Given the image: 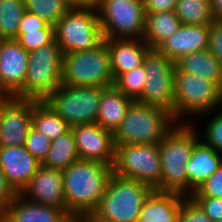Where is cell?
Instances as JSON below:
<instances>
[{"instance_id": "e575fe53", "label": "cell", "mask_w": 222, "mask_h": 222, "mask_svg": "<svg viewBox=\"0 0 222 222\" xmlns=\"http://www.w3.org/2000/svg\"><path fill=\"white\" fill-rule=\"evenodd\" d=\"M213 221L222 219V198L188 196Z\"/></svg>"}, {"instance_id": "74e56055", "label": "cell", "mask_w": 222, "mask_h": 222, "mask_svg": "<svg viewBox=\"0 0 222 222\" xmlns=\"http://www.w3.org/2000/svg\"><path fill=\"white\" fill-rule=\"evenodd\" d=\"M208 51L222 64V21L214 20L209 25Z\"/></svg>"}, {"instance_id": "b9f144b4", "label": "cell", "mask_w": 222, "mask_h": 222, "mask_svg": "<svg viewBox=\"0 0 222 222\" xmlns=\"http://www.w3.org/2000/svg\"><path fill=\"white\" fill-rule=\"evenodd\" d=\"M70 9H97L99 0H64Z\"/></svg>"}, {"instance_id": "f6af8a7d", "label": "cell", "mask_w": 222, "mask_h": 222, "mask_svg": "<svg viewBox=\"0 0 222 222\" xmlns=\"http://www.w3.org/2000/svg\"><path fill=\"white\" fill-rule=\"evenodd\" d=\"M4 96L0 93V100L3 98Z\"/></svg>"}, {"instance_id": "3957f363", "label": "cell", "mask_w": 222, "mask_h": 222, "mask_svg": "<svg viewBox=\"0 0 222 222\" xmlns=\"http://www.w3.org/2000/svg\"><path fill=\"white\" fill-rule=\"evenodd\" d=\"M153 189L139 181L112 174L97 209L85 222H138Z\"/></svg>"}, {"instance_id": "5bb4252c", "label": "cell", "mask_w": 222, "mask_h": 222, "mask_svg": "<svg viewBox=\"0 0 222 222\" xmlns=\"http://www.w3.org/2000/svg\"><path fill=\"white\" fill-rule=\"evenodd\" d=\"M71 129L80 159L99 161L113 166L115 160L113 132L97 123L79 124Z\"/></svg>"}, {"instance_id": "ffe728a7", "label": "cell", "mask_w": 222, "mask_h": 222, "mask_svg": "<svg viewBox=\"0 0 222 222\" xmlns=\"http://www.w3.org/2000/svg\"><path fill=\"white\" fill-rule=\"evenodd\" d=\"M222 165V153L200 138L196 141L190 160L185 167L188 176V196L198 188Z\"/></svg>"}, {"instance_id": "7bdbcfd3", "label": "cell", "mask_w": 222, "mask_h": 222, "mask_svg": "<svg viewBox=\"0 0 222 222\" xmlns=\"http://www.w3.org/2000/svg\"><path fill=\"white\" fill-rule=\"evenodd\" d=\"M214 20L222 21V0H211Z\"/></svg>"}, {"instance_id": "8fae6325", "label": "cell", "mask_w": 222, "mask_h": 222, "mask_svg": "<svg viewBox=\"0 0 222 222\" xmlns=\"http://www.w3.org/2000/svg\"><path fill=\"white\" fill-rule=\"evenodd\" d=\"M143 66L146 82L143 93L136 101L162 108L174 118L175 62L158 48H150L145 54Z\"/></svg>"}, {"instance_id": "d590c367", "label": "cell", "mask_w": 222, "mask_h": 222, "mask_svg": "<svg viewBox=\"0 0 222 222\" xmlns=\"http://www.w3.org/2000/svg\"><path fill=\"white\" fill-rule=\"evenodd\" d=\"M190 196L222 198V165Z\"/></svg>"}, {"instance_id": "30bf717a", "label": "cell", "mask_w": 222, "mask_h": 222, "mask_svg": "<svg viewBox=\"0 0 222 222\" xmlns=\"http://www.w3.org/2000/svg\"><path fill=\"white\" fill-rule=\"evenodd\" d=\"M54 34L64 54L93 49L104 40L97 9H70L54 25Z\"/></svg>"}, {"instance_id": "836d02e7", "label": "cell", "mask_w": 222, "mask_h": 222, "mask_svg": "<svg viewBox=\"0 0 222 222\" xmlns=\"http://www.w3.org/2000/svg\"><path fill=\"white\" fill-rule=\"evenodd\" d=\"M215 109V115L211 117L204 129V135L202 138L204 142L213 147L216 152L222 153V110L218 108V112ZM221 110V111H219Z\"/></svg>"}, {"instance_id": "60d3db41", "label": "cell", "mask_w": 222, "mask_h": 222, "mask_svg": "<svg viewBox=\"0 0 222 222\" xmlns=\"http://www.w3.org/2000/svg\"><path fill=\"white\" fill-rule=\"evenodd\" d=\"M15 192L7 184L3 172L0 170V218L6 212L9 203L15 196Z\"/></svg>"}, {"instance_id": "277c9868", "label": "cell", "mask_w": 222, "mask_h": 222, "mask_svg": "<svg viewBox=\"0 0 222 222\" xmlns=\"http://www.w3.org/2000/svg\"><path fill=\"white\" fill-rule=\"evenodd\" d=\"M177 122L168 111L133 101L113 133L115 144H158Z\"/></svg>"}, {"instance_id": "7c38bea8", "label": "cell", "mask_w": 222, "mask_h": 222, "mask_svg": "<svg viewBox=\"0 0 222 222\" xmlns=\"http://www.w3.org/2000/svg\"><path fill=\"white\" fill-rule=\"evenodd\" d=\"M103 88L62 84L54 90L46 101L70 127L96 123Z\"/></svg>"}, {"instance_id": "8d00e7d4", "label": "cell", "mask_w": 222, "mask_h": 222, "mask_svg": "<svg viewBox=\"0 0 222 222\" xmlns=\"http://www.w3.org/2000/svg\"><path fill=\"white\" fill-rule=\"evenodd\" d=\"M179 222H213L189 197L179 211Z\"/></svg>"}, {"instance_id": "ba28073f", "label": "cell", "mask_w": 222, "mask_h": 222, "mask_svg": "<svg viewBox=\"0 0 222 222\" xmlns=\"http://www.w3.org/2000/svg\"><path fill=\"white\" fill-rule=\"evenodd\" d=\"M97 12L104 39H143V0H99Z\"/></svg>"}, {"instance_id": "f35d334b", "label": "cell", "mask_w": 222, "mask_h": 222, "mask_svg": "<svg viewBox=\"0 0 222 222\" xmlns=\"http://www.w3.org/2000/svg\"><path fill=\"white\" fill-rule=\"evenodd\" d=\"M39 29H54V26L36 14L25 11L20 21L18 31H37Z\"/></svg>"}, {"instance_id": "9a60e30c", "label": "cell", "mask_w": 222, "mask_h": 222, "mask_svg": "<svg viewBox=\"0 0 222 222\" xmlns=\"http://www.w3.org/2000/svg\"><path fill=\"white\" fill-rule=\"evenodd\" d=\"M29 52L16 39L0 40V93L14 96L26 79Z\"/></svg>"}, {"instance_id": "d6a6232c", "label": "cell", "mask_w": 222, "mask_h": 222, "mask_svg": "<svg viewBox=\"0 0 222 222\" xmlns=\"http://www.w3.org/2000/svg\"><path fill=\"white\" fill-rule=\"evenodd\" d=\"M51 143L52 140L31 127L24 146L27 151H29L31 155L42 164L48 155Z\"/></svg>"}, {"instance_id": "4316f807", "label": "cell", "mask_w": 222, "mask_h": 222, "mask_svg": "<svg viewBox=\"0 0 222 222\" xmlns=\"http://www.w3.org/2000/svg\"><path fill=\"white\" fill-rule=\"evenodd\" d=\"M79 159L74 133L70 129L64 135L52 140L48 155L42 165L64 170Z\"/></svg>"}, {"instance_id": "6da1fadb", "label": "cell", "mask_w": 222, "mask_h": 222, "mask_svg": "<svg viewBox=\"0 0 222 222\" xmlns=\"http://www.w3.org/2000/svg\"><path fill=\"white\" fill-rule=\"evenodd\" d=\"M62 172L67 210L74 218L85 222L97 209L113 174V166L79 159Z\"/></svg>"}, {"instance_id": "ab89813d", "label": "cell", "mask_w": 222, "mask_h": 222, "mask_svg": "<svg viewBox=\"0 0 222 222\" xmlns=\"http://www.w3.org/2000/svg\"><path fill=\"white\" fill-rule=\"evenodd\" d=\"M146 13L174 11L178 0H143Z\"/></svg>"}, {"instance_id": "e0dca14e", "label": "cell", "mask_w": 222, "mask_h": 222, "mask_svg": "<svg viewBox=\"0 0 222 222\" xmlns=\"http://www.w3.org/2000/svg\"><path fill=\"white\" fill-rule=\"evenodd\" d=\"M40 165L24 145L0 146V170L15 193H22Z\"/></svg>"}, {"instance_id": "7402d4cb", "label": "cell", "mask_w": 222, "mask_h": 222, "mask_svg": "<svg viewBox=\"0 0 222 222\" xmlns=\"http://www.w3.org/2000/svg\"><path fill=\"white\" fill-rule=\"evenodd\" d=\"M187 196L178 192H153L144 201L138 222H179V211Z\"/></svg>"}, {"instance_id": "4fadbf2b", "label": "cell", "mask_w": 222, "mask_h": 222, "mask_svg": "<svg viewBox=\"0 0 222 222\" xmlns=\"http://www.w3.org/2000/svg\"><path fill=\"white\" fill-rule=\"evenodd\" d=\"M33 100L3 97L0 100V146L25 144L32 127Z\"/></svg>"}, {"instance_id": "ee69618b", "label": "cell", "mask_w": 222, "mask_h": 222, "mask_svg": "<svg viewBox=\"0 0 222 222\" xmlns=\"http://www.w3.org/2000/svg\"><path fill=\"white\" fill-rule=\"evenodd\" d=\"M68 222H83V221L76 218H71Z\"/></svg>"}, {"instance_id": "5b68a950", "label": "cell", "mask_w": 222, "mask_h": 222, "mask_svg": "<svg viewBox=\"0 0 222 222\" xmlns=\"http://www.w3.org/2000/svg\"><path fill=\"white\" fill-rule=\"evenodd\" d=\"M63 51L54 40L29 52L24 86L13 96L20 99L46 100L62 85Z\"/></svg>"}, {"instance_id": "f1b7e54d", "label": "cell", "mask_w": 222, "mask_h": 222, "mask_svg": "<svg viewBox=\"0 0 222 222\" xmlns=\"http://www.w3.org/2000/svg\"><path fill=\"white\" fill-rule=\"evenodd\" d=\"M25 11L24 0H0V39H16Z\"/></svg>"}, {"instance_id": "44dd1931", "label": "cell", "mask_w": 222, "mask_h": 222, "mask_svg": "<svg viewBox=\"0 0 222 222\" xmlns=\"http://www.w3.org/2000/svg\"><path fill=\"white\" fill-rule=\"evenodd\" d=\"M107 43L114 80L122 73L143 65L150 49L143 39H105Z\"/></svg>"}, {"instance_id": "d4e9b609", "label": "cell", "mask_w": 222, "mask_h": 222, "mask_svg": "<svg viewBox=\"0 0 222 222\" xmlns=\"http://www.w3.org/2000/svg\"><path fill=\"white\" fill-rule=\"evenodd\" d=\"M181 22L174 11L146 13L143 40L150 48H158L166 39L174 34Z\"/></svg>"}, {"instance_id": "52a82bcc", "label": "cell", "mask_w": 222, "mask_h": 222, "mask_svg": "<svg viewBox=\"0 0 222 222\" xmlns=\"http://www.w3.org/2000/svg\"><path fill=\"white\" fill-rule=\"evenodd\" d=\"M62 84L104 88L114 85L105 39L93 49L63 55Z\"/></svg>"}, {"instance_id": "8992f818", "label": "cell", "mask_w": 222, "mask_h": 222, "mask_svg": "<svg viewBox=\"0 0 222 222\" xmlns=\"http://www.w3.org/2000/svg\"><path fill=\"white\" fill-rule=\"evenodd\" d=\"M220 106L222 108V89L215 82L185 71L174 72V120L176 122L180 123L186 114L189 117L195 115L197 118L199 114L211 115Z\"/></svg>"}, {"instance_id": "603a6c76", "label": "cell", "mask_w": 222, "mask_h": 222, "mask_svg": "<svg viewBox=\"0 0 222 222\" xmlns=\"http://www.w3.org/2000/svg\"><path fill=\"white\" fill-rule=\"evenodd\" d=\"M133 101L114 85L103 88L96 123L114 133Z\"/></svg>"}, {"instance_id": "4dcf8cb0", "label": "cell", "mask_w": 222, "mask_h": 222, "mask_svg": "<svg viewBox=\"0 0 222 222\" xmlns=\"http://www.w3.org/2000/svg\"><path fill=\"white\" fill-rule=\"evenodd\" d=\"M145 82V68L141 65L131 71L120 74L114 80V86L125 96L136 101L143 93Z\"/></svg>"}, {"instance_id": "7a4b0ae2", "label": "cell", "mask_w": 222, "mask_h": 222, "mask_svg": "<svg viewBox=\"0 0 222 222\" xmlns=\"http://www.w3.org/2000/svg\"><path fill=\"white\" fill-rule=\"evenodd\" d=\"M197 127L184 120L174 127L158 143L162 176L160 191L178 192L188 197V176L185 167L190 160L196 141Z\"/></svg>"}, {"instance_id": "484cf974", "label": "cell", "mask_w": 222, "mask_h": 222, "mask_svg": "<svg viewBox=\"0 0 222 222\" xmlns=\"http://www.w3.org/2000/svg\"><path fill=\"white\" fill-rule=\"evenodd\" d=\"M32 127L50 140L64 135L71 129L46 100H33Z\"/></svg>"}, {"instance_id": "ac0fdd59", "label": "cell", "mask_w": 222, "mask_h": 222, "mask_svg": "<svg viewBox=\"0 0 222 222\" xmlns=\"http://www.w3.org/2000/svg\"><path fill=\"white\" fill-rule=\"evenodd\" d=\"M209 47V25L181 24L178 30L166 39L158 49L176 62L181 56Z\"/></svg>"}, {"instance_id": "9c48e42d", "label": "cell", "mask_w": 222, "mask_h": 222, "mask_svg": "<svg viewBox=\"0 0 222 222\" xmlns=\"http://www.w3.org/2000/svg\"><path fill=\"white\" fill-rule=\"evenodd\" d=\"M113 173L160 191L162 166L158 144H115Z\"/></svg>"}, {"instance_id": "83f0119b", "label": "cell", "mask_w": 222, "mask_h": 222, "mask_svg": "<svg viewBox=\"0 0 222 222\" xmlns=\"http://www.w3.org/2000/svg\"><path fill=\"white\" fill-rule=\"evenodd\" d=\"M175 12L181 24L210 25L214 21L211 0H178Z\"/></svg>"}, {"instance_id": "1f68e13d", "label": "cell", "mask_w": 222, "mask_h": 222, "mask_svg": "<svg viewBox=\"0 0 222 222\" xmlns=\"http://www.w3.org/2000/svg\"><path fill=\"white\" fill-rule=\"evenodd\" d=\"M16 40L27 52H31L52 43L55 40L54 29L18 31Z\"/></svg>"}, {"instance_id": "2e32d148", "label": "cell", "mask_w": 222, "mask_h": 222, "mask_svg": "<svg viewBox=\"0 0 222 222\" xmlns=\"http://www.w3.org/2000/svg\"><path fill=\"white\" fill-rule=\"evenodd\" d=\"M21 194L30 201L61 209L70 219L74 218L65 203L62 170L41 164Z\"/></svg>"}, {"instance_id": "cb8c5ba5", "label": "cell", "mask_w": 222, "mask_h": 222, "mask_svg": "<svg viewBox=\"0 0 222 222\" xmlns=\"http://www.w3.org/2000/svg\"><path fill=\"white\" fill-rule=\"evenodd\" d=\"M175 71H185L215 82L222 89V64L207 50L181 56Z\"/></svg>"}, {"instance_id": "d6986e66", "label": "cell", "mask_w": 222, "mask_h": 222, "mask_svg": "<svg viewBox=\"0 0 222 222\" xmlns=\"http://www.w3.org/2000/svg\"><path fill=\"white\" fill-rule=\"evenodd\" d=\"M70 218L58 208L28 200L16 193L0 222H68Z\"/></svg>"}, {"instance_id": "f546056e", "label": "cell", "mask_w": 222, "mask_h": 222, "mask_svg": "<svg viewBox=\"0 0 222 222\" xmlns=\"http://www.w3.org/2000/svg\"><path fill=\"white\" fill-rule=\"evenodd\" d=\"M24 4L26 11L53 26L70 10L64 0H24Z\"/></svg>"}]
</instances>
